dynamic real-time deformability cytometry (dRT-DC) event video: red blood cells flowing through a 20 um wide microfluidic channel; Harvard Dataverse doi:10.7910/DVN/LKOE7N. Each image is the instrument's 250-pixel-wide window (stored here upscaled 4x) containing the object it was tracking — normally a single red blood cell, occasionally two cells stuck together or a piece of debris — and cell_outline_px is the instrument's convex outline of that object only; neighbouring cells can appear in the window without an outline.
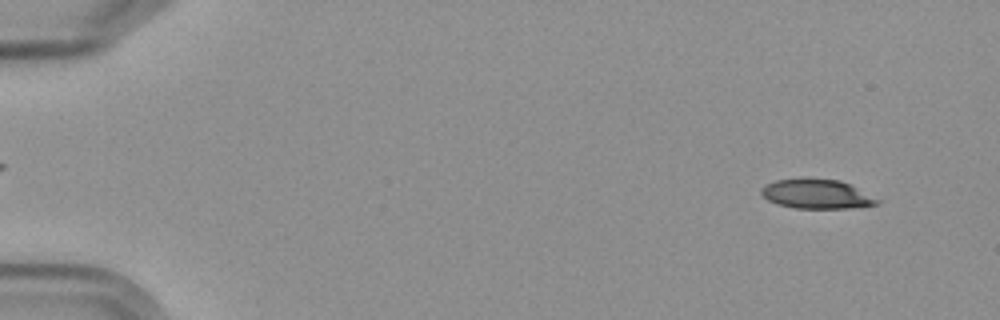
{"species": "Egyptian fruit bat (a non-hibernating species)", "species_latin": "Rousettus aegyptiacus", "temperature_condition": "cold", "stored_images_in_passage": 5, "camera_frame_rate_fps": 3000, "um_per_image_px": 0.085, "frame": {"image": 1, "passage_image": 1, "time_ms": 0.0, "image_size_px": [1000, 320], "cell_outline_px": [[884, 200], [880, 204], [852, 208], [796, 208], [776, 204], [768, 200], [760, 192], [760, 188], [764, 184], [776, 180], [804, 176], [840, 180]], "centroid_in_image_um": [69.43, 16.46], "position_along_channel_um": 15.6, "area_um2": 20.58}}
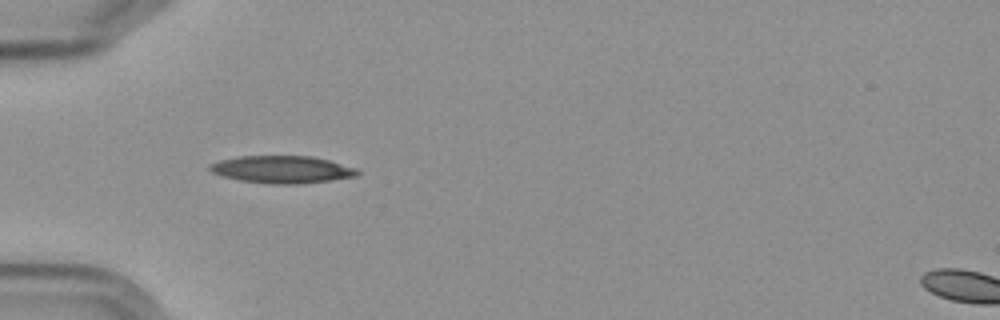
{"frame": {"image": 2, "passage_image": 4, "time_ms": 4.667, "image_size_px": [1000, 320], "cell_outline_px": [[360, 172], [356, 176], [332, 180], [300, 184], [268, 184], [240, 180], [220, 176], [212, 172], [208, 168], [208, 164], [220, 160], [240, 156], [312, 156], [328, 160], [356, 168]], "centroid_in_image_um": [23.94, 14.41], "position_along_channel_um": 61.1, "area_um2": 23.64}}
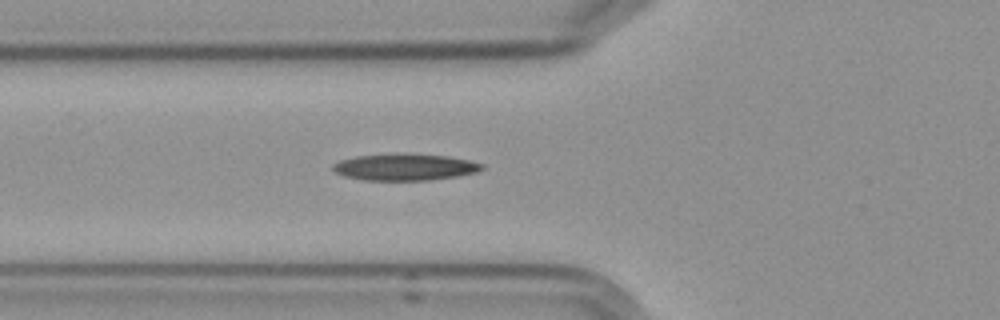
{"frame": {"image": 3, "passage_image": 5, "time_ms": 5.667, "image_size_px": [1000, 320], "cell_outline_px": [[484, 168], [476, 172], [456, 176], [428, 180], [364, 180], [344, 176], [336, 172], [332, 168], [332, 164], [340, 160], [356, 156], [396, 152], [448, 156], [468, 160], [484, 164]], "centroid_in_image_um": [34.38, 14.18], "position_along_channel_um": 91.4, "area_um2": 23.35}}